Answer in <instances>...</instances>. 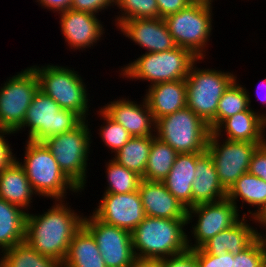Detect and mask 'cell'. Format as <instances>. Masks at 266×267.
<instances>
[{
	"label": "cell",
	"mask_w": 266,
	"mask_h": 267,
	"mask_svg": "<svg viewBox=\"0 0 266 267\" xmlns=\"http://www.w3.org/2000/svg\"><path fill=\"white\" fill-rule=\"evenodd\" d=\"M52 201L53 205L50 203L51 207L40 213L27 212L25 242L38 253L63 263L85 214L72 207L69 200Z\"/></svg>",
	"instance_id": "1"
},
{
	"label": "cell",
	"mask_w": 266,
	"mask_h": 267,
	"mask_svg": "<svg viewBox=\"0 0 266 267\" xmlns=\"http://www.w3.org/2000/svg\"><path fill=\"white\" fill-rule=\"evenodd\" d=\"M23 167L33 191L39 199L66 200L68 195L80 196L82 191L63 173L54 156L43 142L25 140Z\"/></svg>",
	"instance_id": "2"
},
{
	"label": "cell",
	"mask_w": 266,
	"mask_h": 267,
	"mask_svg": "<svg viewBox=\"0 0 266 267\" xmlns=\"http://www.w3.org/2000/svg\"><path fill=\"white\" fill-rule=\"evenodd\" d=\"M32 67L38 76L41 91L50 96L62 109L75 111L84 120L91 121V109L94 111L96 108L91 107L93 104L90 103L93 101L90 100L89 93L92 91L88 90L91 87L87 88L86 79L79 71H75L76 67L52 63L41 66L35 64Z\"/></svg>",
	"instance_id": "3"
},
{
	"label": "cell",
	"mask_w": 266,
	"mask_h": 267,
	"mask_svg": "<svg viewBox=\"0 0 266 267\" xmlns=\"http://www.w3.org/2000/svg\"><path fill=\"white\" fill-rule=\"evenodd\" d=\"M191 51L175 47L163 52L143 53L129 63L119 66L118 76L127 81L157 83L185 80L191 66L198 60Z\"/></svg>",
	"instance_id": "4"
},
{
	"label": "cell",
	"mask_w": 266,
	"mask_h": 267,
	"mask_svg": "<svg viewBox=\"0 0 266 267\" xmlns=\"http://www.w3.org/2000/svg\"><path fill=\"white\" fill-rule=\"evenodd\" d=\"M198 59L186 77V106L201 117L211 131L216 129V113L220 98L228 87L238 78L237 72L222 68L200 67ZM198 64V65H197ZM200 67V68H199Z\"/></svg>",
	"instance_id": "5"
},
{
	"label": "cell",
	"mask_w": 266,
	"mask_h": 267,
	"mask_svg": "<svg viewBox=\"0 0 266 267\" xmlns=\"http://www.w3.org/2000/svg\"><path fill=\"white\" fill-rule=\"evenodd\" d=\"M186 224V218L145 216L131 232L135 256L162 259L185 251L188 248Z\"/></svg>",
	"instance_id": "6"
},
{
	"label": "cell",
	"mask_w": 266,
	"mask_h": 267,
	"mask_svg": "<svg viewBox=\"0 0 266 267\" xmlns=\"http://www.w3.org/2000/svg\"><path fill=\"white\" fill-rule=\"evenodd\" d=\"M89 123V120H84L72 131L43 141L63 173L84 193L88 187L86 183H89V159H93L90 155L93 153L94 132H91L93 129H90L92 126Z\"/></svg>",
	"instance_id": "7"
},
{
	"label": "cell",
	"mask_w": 266,
	"mask_h": 267,
	"mask_svg": "<svg viewBox=\"0 0 266 267\" xmlns=\"http://www.w3.org/2000/svg\"><path fill=\"white\" fill-rule=\"evenodd\" d=\"M213 8L212 5L192 2L178 13L164 18L176 46L191 51L199 59H209L207 56L211 53L208 49L215 30Z\"/></svg>",
	"instance_id": "8"
},
{
	"label": "cell",
	"mask_w": 266,
	"mask_h": 267,
	"mask_svg": "<svg viewBox=\"0 0 266 267\" xmlns=\"http://www.w3.org/2000/svg\"><path fill=\"white\" fill-rule=\"evenodd\" d=\"M83 121L75 111L62 109L39 89L28 107L22 126L14 134L19 136L23 131H28L24 133L27 140L43 142L49 137L72 131Z\"/></svg>",
	"instance_id": "9"
},
{
	"label": "cell",
	"mask_w": 266,
	"mask_h": 267,
	"mask_svg": "<svg viewBox=\"0 0 266 267\" xmlns=\"http://www.w3.org/2000/svg\"><path fill=\"white\" fill-rule=\"evenodd\" d=\"M209 125L187 106L156 120L155 136L178 154L205 152Z\"/></svg>",
	"instance_id": "10"
},
{
	"label": "cell",
	"mask_w": 266,
	"mask_h": 267,
	"mask_svg": "<svg viewBox=\"0 0 266 267\" xmlns=\"http://www.w3.org/2000/svg\"><path fill=\"white\" fill-rule=\"evenodd\" d=\"M242 217L237 207L227 198L188 208L186 217V227L190 231L187 230L188 248L193 250L200 248L216 234L234 226Z\"/></svg>",
	"instance_id": "11"
},
{
	"label": "cell",
	"mask_w": 266,
	"mask_h": 267,
	"mask_svg": "<svg viewBox=\"0 0 266 267\" xmlns=\"http://www.w3.org/2000/svg\"><path fill=\"white\" fill-rule=\"evenodd\" d=\"M12 76V77H11ZM39 90V80L30 65L10 75L0 86V129L16 132Z\"/></svg>",
	"instance_id": "12"
},
{
	"label": "cell",
	"mask_w": 266,
	"mask_h": 267,
	"mask_svg": "<svg viewBox=\"0 0 266 267\" xmlns=\"http://www.w3.org/2000/svg\"><path fill=\"white\" fill-rule=\"evenodd\" d=\"M263 144L265 143L231 141L220 138L211 131L206 151L213 159L219 182L226 191L241 175L248 172L253 153Z\"/></svg>",
	"instance_id": "13"
},
{
	"label": "cell",
	"mask_w": 266,
	"mask_h": 267,
	"mask_svg": "<svg viewBox=\"0 0 266 267\" xmlns=\"http://www.w3.org/2000/svg\"><path fill=\"white\" fill-rule=\"evenodd\" d=\"M89 215V216H88ZM83 226L92 234L107 267H131L136 259L131 233L84 215Z\"/></svg>",
	"instance_id": "14"
},
{
	"label": "cell",
	"mask_w": 266,
	"mask_h": 267,
	"mask_svg": "<svg viewBox=\"0 0 266 267\" xmlns=\"http://www.w3.org/2000/svg\"><path fill=\"white\" fill-rule=\"evenodd\" d=\"M59 16L60 32L70 52L88 51L100 43L109 33L104 21L98 15L85 11L68 9L56 14ZM106 33V34H105ZM100 41V42H99ZM72 50V51H71ZM78 50V51H77Z\"/></svg>",
	"instance_id": "15"
},
{
	"label": "cell",
	"mask_w": 266,
	"mask_h": 267,
	"mask_svg": "<svg viewBox=\"0 0 266 267\" xmlns=\"http://www.w3.org/2000/svg\"><path fill=\"white\" fill-rule=\"evenodd\" d=\"M91 213L102 222L130 233L144 220L145 212L139 191L103 193Z\"/></svg>",
	"instance_id": "16"
},
{
	"label": "cell",
	"mask_w": 266,
	"mask_h": 267,
	"mask_svg": "<svg viewBox=\"0 0 266 267\" xmlns=\"http://www.w3.org/2000/svg\"><path fill=\"white\" fill-rule=\"evenodd\" d=\"M116 98L100 105V108L112 120L122 125L132 137L155 135L156 121L144 96H141L140 102L130 99L129 96Z\"/></svg>",
	"instance_id": "17"
},
{
	"label": "cell",
	"mask_w": 266,
	"mask_h": 267,
	"mask_svg": "<svg viewBox=\"0 0 266 267\" xmlns=\"http://www.w3.org/2000/svg\"><path fill=\"white\" fill-rule=\"evenodd\" d=\"M116 29L133 45L145 50V53L163 52L177 47L162 18L130 19Z\"/></svg>",
	"instance_id": "18"
},
{
	"label": "cell",
	"mask_w": 266,
	"mask_h": 267,
	"mask_svg": "<svg viewBox=\"0 0 266 267\" xmlns=\"http://www.w3.org/2000/svg\"><path fill=\"white\" fill-rule=\"evenodd\" d=\"M226 198L237 207L243 217L257 219L266 215V181L249 172L235 181L227 191ZM244 208L248 210L243 211Z\"/></svg>",
	"instance_id": "19"
},
{
	"label": "cell",
	"mask_w": 266,
	"mask_h": 267,
	"mask_svg": "<svg viewBox=\"0 0 266 267\" xmlns=\"http://www.w3.org/2000/svg\"><path fill=\"white\" fill-rule=\"evenodd\" d=\"M146 216L165 219L186 218L187 208L159 181L142 179L138 189Z\"/></svg>",
	"instance_id": "20"
},
{
	"label": "cell",
	"mask_w": 266,
	"mask_h": 267,
	"mask_svg": "<svg viewBox=\"0 0 266 267\" xmlns=\"http://www.w3.org/2000/svg\"><path fill=\"white\" fill-rule=\"evenodd\" d=\"M213 132L231 141L266 143V119L250 107L226 118Z\"/></svg>",
	"instance_id": "21"
},
{
	"label": "cell",
	"mask_w": 266,
	"mask_h": 267,
	"mask_svg": "<svg viewBox=\"0 0 266 267\" xmlns=\"http://www.w3.org/2000/svg\"><path fill=\"white\" fill-rule=\"evenodd\" d=\"M257 230L256 218L242 217L234 226L216 234L200 248L211 255L240 253L257 238Z\"/></svg>",
	"instance_id": "22"
},
{
	"label": "cell",
	"mask_w": 266,
	"mask_h": 267,
	"mask_svg": "<svg viewBox=\"0 0 266 267\" xmlns=\"http://www.w3.org/2000/svg\"><path fill=\"white\" fill-rule=\"evenodd\" d=\"M194 176L192 206L218 202L226 198L227 191L219 182L213 159L207 151L196 152Z\"/></svg>",
	"instance_id": "23"
},
{
	"label": "cell",
	"mask_w": 266,
	"mask_h": 267,
	"mask_svg": "<svg viewBox=\"0 0 266 267\" xmlns=\"http://www.w3.org/2000/svg\"><path fill=\"white\" fill-rule=\"evenodd\" d=\"M143 94L155 121L186 107V81L154 84Z\"/></svg>",
	"instance_id": "24"
},
{
	"label": "cell",
	"mask_w": 266,
	"mask_h": 267,
	"mask_svg": "<svg viewBox=\"0 0 266 267\" xmlns=\"http://www.w3.org/2000/svg\"><path fill=\"white\" fill-rule=\"evenodd\" d=\"M37 196L17 160L0 172V198L30 212Z\"/></svg>",
	"instance_id": "25"
},
{
	"label": "cell",
	"mask_w": 266,
	"mask_h": 267,
	"mask_svg": "<svg viewBox=\"0 0 266 267\" xmlns=\"http://www.w3.org/2000/svg\"><path fill=\"white\" fill-rule=\"evenodd\" d=\"M196 166V153L177 154L175 162L162 181L169 192L187 209L192 207V182Z\"/></svg>",
	"instance_id": "26"
},
{
	"label": "cell",
	"mask_w": 266,
	"mask_h": 267,
	"mask_svg": "<svg viewBox=\"0 0 266 267\" xmlns=\"http://www.w3.org/2000/svg\"><path fill=\"white\" fill-rule=\"evenodd\" d=\"M62 265L63 267H107L96 240L84 226L74 234Z\"/></svg>",
	"instance_id": "27"
},
{
	"label": "cell",
	"mask_w": 266,
	"mask_h": 267,
	"mask_svg": "<svg viewBox=\"0 0 266 267\" xmlns=\"http://www.w3.org/2000/svg\"><path fill=\"white\" fill-rule=\"evenodd\" d=\"M27 212L0 198V254L25 242Z\"/></svg>",
	"instance_id": "28"
},
{
	"label": "cell",
	"mask_w": 266,
	"mask_h": 267,
	"mask_svg": "<svg viewBox=\"0 0 266 267\" xmlns=\"http://www.w3.org/2000/svg\"><path fill=\"white\" fill-rule=\"evenodd\" d=\"M154 137L155 135L131 137L111 158L143 179Z\"/></svg>",
	"instance_id": "29"
},
{
	"label": "cell",
	"mask_w": 266,
	"mask_h": 267,
	"mask_svg": "<svg viewBox=\"0 0 266 267\" xmlns=\"http://www.w3.org/2000/svg\"><path fill=\"white\" fill-rule=\"evenodd\" d=\"M2 267H63L60 261L42 255L26 242L14 245L0 254Z\"/></svg>",
	"instance_id": "30"
},
{
	"label": "cell",
	"mask_w": 266,
	"mask_h": 267,
	"mask_svg": "<svg viewBox=\"0 0 266 267\" xmlns=\"http://www.w3.org/2000/svg\"><path fill=\"white\" fill-rule=\"evenodd\" d=\"M177 154L171 146L155 136L152 141L143 179L162 182L169 174Z\"/></svg>",
	"instance_id": "31"
},
{
	"label": "cell",
	"mask_w": 266,
	"mask_h": 267,
	"mask_svg": "<svg viewBox=\"0 0 266 267\" xmlns=\"http://www.w3.org/2000/svg\"><path fill=\"white\" fill-rule=\"evenodd\" d=\"M240 79L237 78L224 92L222 97L219 100L217 113H216V128L228 117H231L238 112L246 111L250 107L258 112L253 108L254 106L251 105L252 98L249 95V89L242 85ZM240 82V83H239Z\"/></svg>",
	"instance_id": "32"
},
{
	"label": "cell",
	"mask_w": 266,
	"mask_h": 267,
	"mask_svg": "<svg viewBox=\"0 0 266 267\" xmlns=\"http://www.w3.org/2000/svg\"><path fill=\"white\" fill-rule=\"evenodd\" d=\"M105 178L103 193H131L138 191L142 177L135 172L123 167L112 158L105 160Z\"/></svg>",
	"instance_id": "33"
},
{
	"label": "cell",
	"mask_w": 266,
	"mask_h": 267,
	"mask_svg": "<svg viewBox=\"0 0 266 267\" xmlns=\"http://www.w3.org/2000/svg\"><path fill=\"white\" fill-rule=\"evenodd\" d=\"M95 109L96 112L93 116L97 115V119L101 121V125L99 124L96 129L98 138H100V142L103 147H106L108 153L115 154L118 150H120L132 137L129 132L122 127L119 123L112 120L101 108L100 106ZM103 120V121H102ZM103 142V143H102Z\"/></svg>",
	"instance_id": "34"
},
{
	"label": "cell",
	"mask_w": 266,
	"mask_h": 267,
	"mask_svg": "<svg viewBox=\"0 0 266 267\" xmlns=\"http://www.w3.org/2000/svg\"><path fill=\"white\" fill-rule=\"evenodd\" d=\"M115 10L118 12L111 19L116 28L130 19L159 18L156 0H115Z\"/></svg>",
	"instance_id": "35"
},
{
	"label": "cell",
	"mask_w": 266,
	"mask_h": 267,
	"mask_svg": "<svg viewBox=\"0 0 266 267\" xmlns=\"http://www.w3.org/2000/svg\"><path fill=\"white\" fill-rule=\"evenodd\" d=\"M265 259L263 245L257 237L240 253L233 254V267H259Z\"/></svg>",
	"instance_id": "36"
},
{
	"label": "cell",
	"mask_w": 266,
	"mask_h": 267,
	"mask_svg": "<svg viewBox=\"0 0 266 267\" xmlns=\"http://www.w3.org/2000/svg\"><path fill=\"white\" fill-rule=\"evenodd\" d=\"M196 259L199 267H233V253L230 252L211 255L197 248Z\"/></svg>",
	"instance_id": "37"
},
{
	"label": "cell",
	"mask_w": 266,
	"mask_h": 267,
	"mask_svg": "<svg viewBox=\"0 0 266 267\" xmlns=\"http://www.w3.org/2000/svg\"><path fill=\"white\" fill-rule=\"evenodd\" d=\"M115 9V0H72L70 9L103 15L105 11Z\"/></svg>",
	"instance_id": "38"
},
{
	"label": "cell",
	"mask_w": 266,
	"mask_h": 267,
	"mask_svg": "<svg viewBox=\"0 0 266 267\" xmlns=\"http://www.w3.org/2000/svg\"><path fill=\"white\" fill-rule=\"evenodd\" d=\"M11 136L16 135L14 132L0 129V172L16 160L17 152L14 153L12 143L10 144L8 139Z\"/></svg>",
	"instance_id": "39"
},
{
	"label": "cell",
	"mask_w": 266,
	"mask_h": 267,
	"mask_svg": "<svg viewBox=\"0 0 266 267\" xmlns=\"http://www.w3.org/2000/svg\"><path fill=\"white\" fill-rule=\"evenodd\" d=\"M162 259L164 267H199L196 249L187 248L183 252Z\"/></svg>",
	"instance_id": "40"
},
{
	"label": "cell",
	"mask_w": 266,
	"mask_h": 267,
	"mask_svg": "<svg viewBox=\"0 0 266 267\" xmlns=\"http://www.w3.org/2000/svg\"><path fill=\"white\" fill-rule=\"evenodd\" d=\"M248 172L266 181V143L253 153Z\"/></svg>",
	"instance_id": "41"
},
{
	"label": "cell",
	"mask_w": 266,
	"mask_h": 267,
	"mask_svg": "<svg viewBox=\"0 0 266 267\" xmlns=\"http://www.w3.org/2000/svg\"><path fill=\"white\" fill-rule=\"evenodd\" d=\"M158 5L159 18H166L167 16L178 13L181 9L186 8L191 0H156Z\"/></svg>",
	"instance_id": "42"
},
{
	"label": "cell",
	"mask_w": 266,
	"mask_h": 267,
	"mask_svg": "<svg viewBox=\"0 0 266 267\" xmlns=\"http://www.w3.org/2000/svg\"><path fill=\"white\" fill-rule=\"evenodd\" d=\"M39 7L52 11V13H59L70 8L72 0H35Z\"/></svg>",
	"instance_id": "43"
},
{
	"label": "cell",
	"mask_w": 266,
	"mask_h": 267,
	"mask_svg": "<svg viewBox=\"0 0 266 267\" xmlns=\"http://www.w3.org/2000/svg\"><path fill=\"white\" fill-rule=\"evenodd\" d=\"M256 87L257 88L255 89V96L260 100V103H262L263 106L261 110H258V113L266 119V110L264 111V107H266V77H264L260 82H258V85Z\"/></svg>",
	"instance_id": "44"
},
{
	"label": "cell",
	"mask_w": 266,
	"mask_h": 267,
	"mask_svg": "<svg viewBox=\"0 0 266 267\" xmlns=\"http://www.w3.org/2000/svg\"><path fill=\"white\" fill-rule=\"evenodd\" d=\"M131 267H164V265L163 259L136 257Z\"/></svg>",
	"instance_id": "45"
},
{
	"label": "cell",
	"mask_w": 266,
	"mask_h": 267,
	"mask_svg": "<svg viewBox=\"0 0 266 267\" xmlns=\"http://www.w3.org/2000/svg\"><path fill=\"white\" fill-rule=\"evenodd\" d=\"M257 228H258L257 237L260 239L263 245L265 257H266V217L265 216L257 218ZM261 228L262 230H260Z\"/></svg>",
	"instance_id": "46"
},
{
	"label": "cell",
	"mask_w": 266,
	"mask_h": 267,
	"mask_svg": "<svg viewBox=\"0 0 266 267\" xmlns=\"http://www.w3.org/2000/svg\"><path fill=\"white\" fill-rule=\"evenodd\" d=\"M215 1L217 0H191V2H196V3H203V4H208V5H215L213 3H215Z\"/></svg>",
	"instance_id": "47"
},
{
	"label": "cell",
	"mask_w": 266,
	"mask_h": 267,
	"mask_svg": "<svg viewBox=\"0 0 266 267\" xmlns=\"http://www.w3.org/2000/svg\"><path fill=\"white\" fill-rule=\"evenodd\" d=\"M259 267H266V259L259 265Z\"/></svg>",
	"instance_id": "48"
}]
</instances>
